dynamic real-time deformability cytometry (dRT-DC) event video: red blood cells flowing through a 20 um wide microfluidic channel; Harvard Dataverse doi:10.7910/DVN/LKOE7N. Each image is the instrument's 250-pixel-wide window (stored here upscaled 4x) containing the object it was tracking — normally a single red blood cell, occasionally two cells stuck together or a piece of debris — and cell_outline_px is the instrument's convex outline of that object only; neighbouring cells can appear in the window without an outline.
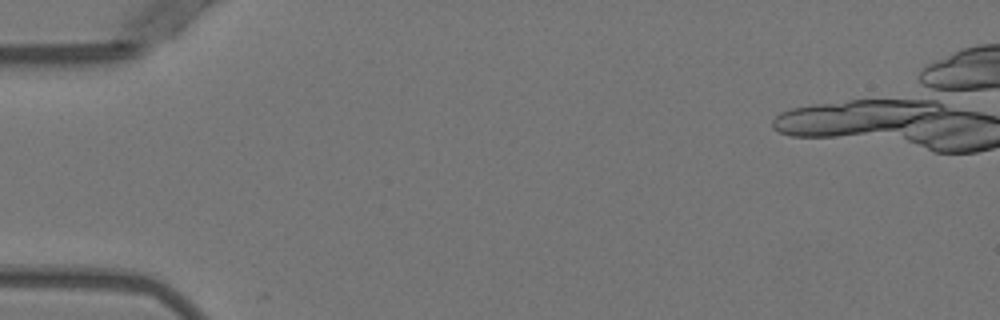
{"species": "Egyptian fruit bat (a non-hibernating species)", "species_latin": "Rousettus aegyptiacus", "temperature_condition": "warm", "stored_images_in_passage": 1, "camera_frame_rate_fps": 3000, "um_per_image_px": 0.085, "animal": {"sex": "female"}, "frame": {"image": 1, "passage_image": 1, "time_ms": 0.0, "image_size_px": [1000, 320], "cell_outline_px": [[932, 112], [904, 124], [852, 132], [788, 132], [860, 100], [900, 100], [920, 104]], "centroid_in_image_um": [73.65, 9.91], "position_along_channel_um": 11.3, "area_um2": 19.65}}